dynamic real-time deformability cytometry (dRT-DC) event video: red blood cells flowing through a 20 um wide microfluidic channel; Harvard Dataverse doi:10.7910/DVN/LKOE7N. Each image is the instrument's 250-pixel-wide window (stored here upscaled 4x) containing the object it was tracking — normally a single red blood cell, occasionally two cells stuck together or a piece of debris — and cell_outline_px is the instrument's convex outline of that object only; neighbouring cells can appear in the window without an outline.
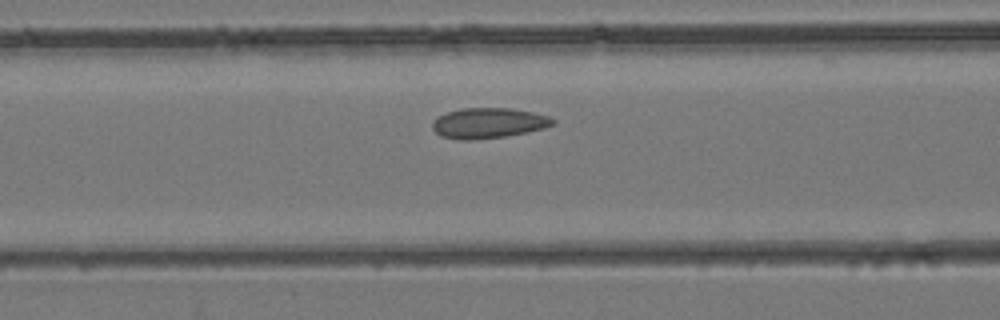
{"species": "common noctule bat (a hibernating species)", "species_latin": "Nyctalus noctula", "temperature_condition": "room temperature", "stored_images_in_passage": 25, "camera_frame_rate_fps": 3000, "um_per_image_px": 0.085, "animal": {"sex": "female", "body_mass_g": 24.6, "forearm_length_mm": 56.2}, "frame": {"image": 1, "passage_image": 8, "time_ms": 2.333, "image_size_px": [1000, 320], "cell_outline_px": [[556, 124], [544, 128], [528, 132], [504, 136], [476, 140], [460, 140], [440, 136], [432, 128], [432, 124], [440, 116], [448, 112], [464, 108], [512, 108], [532, 112], [548, 116], [556, 120]], "centroid_in_image_um": [41.55, 10.47], "position_along_channel_um": 125.0, "area_um2": 21.27}}
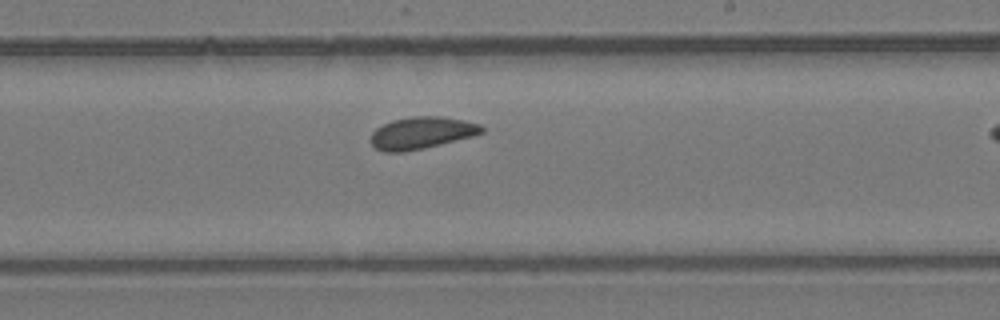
{"frame": {"image": 2, "passage_image": 16, "time_ms": 5.0, "image_size_px": [1000, 320], "cell_outline_px": [[484, 132], [472, 136], [424, 148], [404, 152], [384, 152], [376, 148], [368, 140], [372, 132], [376, 128], [392, 120], [412, 116], [444, 116], [464, 120], [480, 124], [484, 128]], "centroid_in_image_um": [35.81, 11.29], "position_along_channel_um": 253.2, "area_um2": 20.81}}
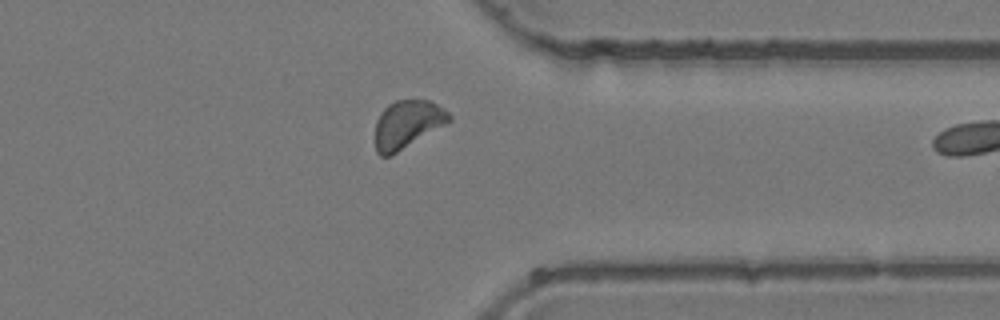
{"frame": {"image": 3, "passage_image": 24, "time_ms": 7.667, "image_size_px": [1000, 320], "cell_outline_px": [[452, 120], [392, 156], [380, 156], [376, 152], [376, 120], [380, 112], [388, 104], [396, 100], [428, 100], [444, 108], [452, 116]], "centroid_in_image_um": [34.61, 10.57], "position_along_channel_um": 376.8, "area_um2": 20.69}}